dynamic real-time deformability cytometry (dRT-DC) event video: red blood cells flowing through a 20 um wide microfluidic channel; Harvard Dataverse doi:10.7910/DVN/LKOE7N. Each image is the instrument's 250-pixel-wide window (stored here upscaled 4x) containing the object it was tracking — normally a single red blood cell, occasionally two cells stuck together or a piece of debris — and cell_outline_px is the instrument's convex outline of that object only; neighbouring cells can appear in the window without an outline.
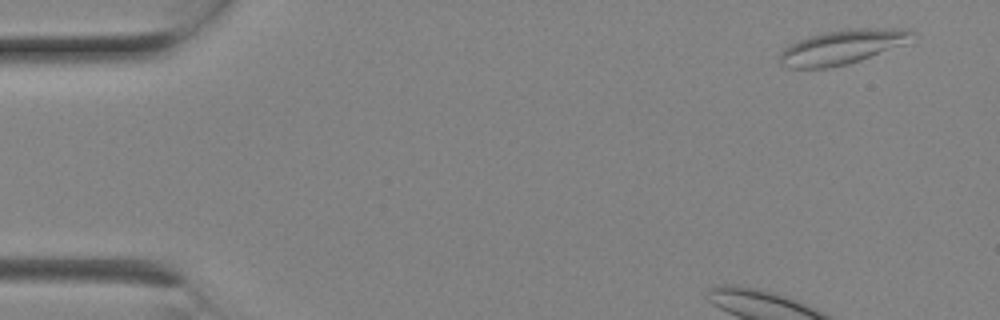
{"species": "Egyptian fruit bat (a non-hibernating species)", "species_latin": "Rousettus aegyptiacus", "temperature_condition": "room temperature", "stored_images_in_passage": 19, "camera_frame_rate_fps": 3000, "um_per_image_px": 0.085, "animal": {"sex": "female"}, "frame": {"image": 1, "passage_image": 1, "time_ms": 0.0, "image_size_px": [1000, 320], "cell_outline_px": [[916, 32], [904, 44], [860, 60], [848, 64], [828, 68], [788, 68], [780, 64], [780, 52], [784, 48], [808, 36], [824, 32], [848, 28], [904, 28]], "centroid_in_image_um": [71.57, 3.99], "position_along_channel_um": 13.4, "area_um2": 26.41}}
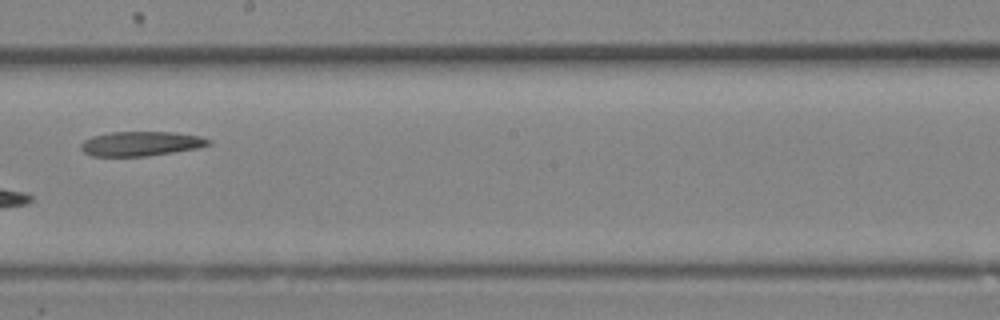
{"frame": {"image": 2, "passage_image": 11, "time_ms": 3.333, "image_size_px": [1000, 320], "cell_outline_px": [[212, 144], [200, 148], [148, 156], [92, 156], [84, 152], [80, 148], [80, 144], [84, 140], [92, 136], [112, 132], [172, 132], [200, 136], [212, 140]], "centroid_in_image_um": [12.01, 12.21], "position_along_channel_um": 236.2, "area_um2": 18.38}}